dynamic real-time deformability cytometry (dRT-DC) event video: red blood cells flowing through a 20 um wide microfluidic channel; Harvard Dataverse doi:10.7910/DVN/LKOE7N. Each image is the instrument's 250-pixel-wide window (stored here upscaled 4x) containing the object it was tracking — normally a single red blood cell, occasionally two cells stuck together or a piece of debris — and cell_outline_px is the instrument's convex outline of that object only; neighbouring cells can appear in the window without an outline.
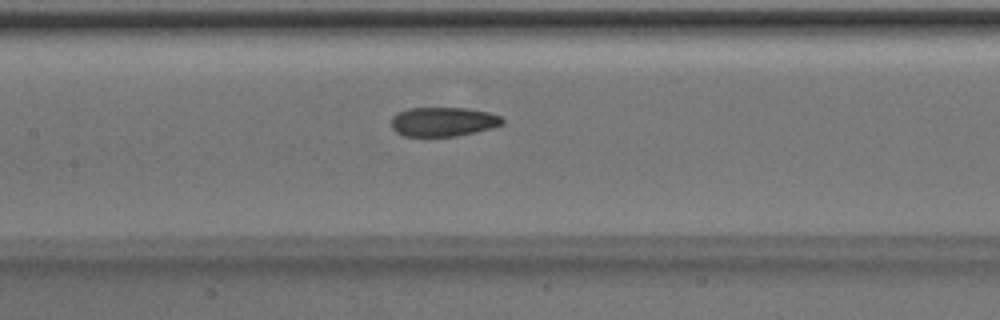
{"species": "Egyptian fruit bat (a non-hibernating species)", "species_latin": "Rousettus aegyptiacus", "temperature_condition": "room temperature", "stored_images_in_passage": 51, "camera_frame_rate_fps": 3000, "um_per_image_px": 0.085, "animal": {"sex": "male"}, "frame": {"image": 1, "passage_image": 24, "time_ms": 7.667, "image_size_px": [1000, 320], "cell_outline_px": [[504, 124], [492, 128], [456, 136], [404, 136], [396, 132], [392, 128], [392, 116], [396, 112], [408, 108], [464, 108], [488, 112], [500, 116], [504, 120]], "centroid_in_image_um": [37.65, 10.34], "position_along_channel_um": 169.7, "area_um2": 18.96}}
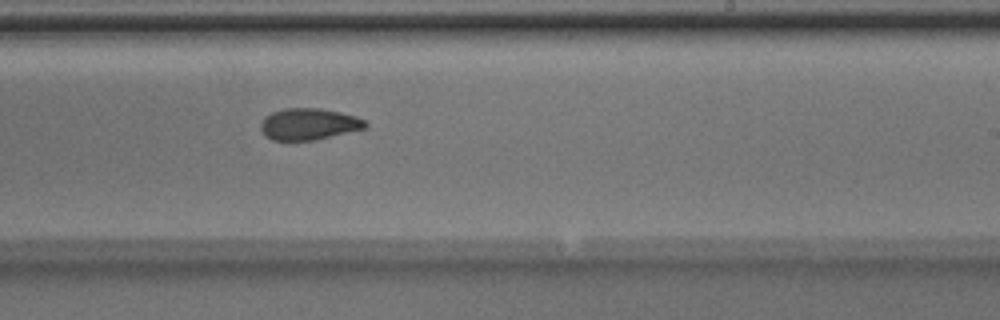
{"frame": {"image": 2, "passage_image": 31, "time_ms": 10.0, "image_size_px": [1000, 320], "cell_outline_px": [[368, 128], [316, 140], [272, 140], [264, 136], [260, 128], [260, 124], [272, 112], [284, 108], [320, 108], [340, 112], [356, 116], [364, 120], [368, 124]], "centroid_in_image_um": [26.28, 10.55], "position_along_channel_um": 262.7, "area_um2": 19.36}}
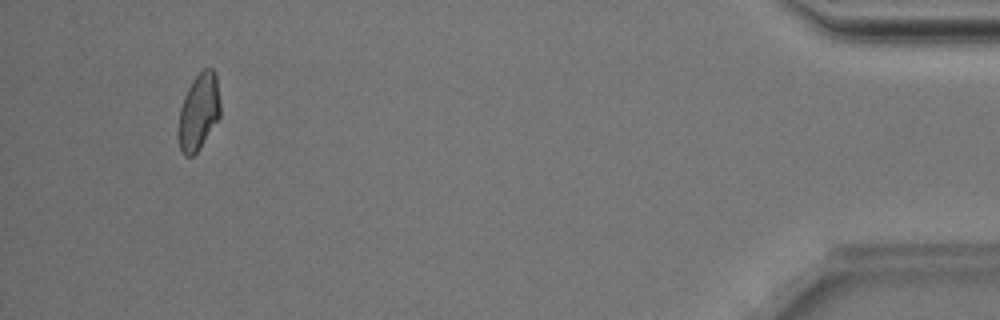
{"frame": {"image": 3, "passage_image": 48, "time_ms": 15.667, "image_size_px": [1000, 320], "cell_outline_px": [[220, 116], [200, 148], [192, 156], [184, 156], [180, 152], [176, 132], [180, 108], [184, 96], [192, 80], [204, 68], [212, 68], [216, 72], [220, 104]], "centroid_in_image_um": [16.86, 9.53], "position_along_channel_um": 418.3, "area_um2": 19.02}, "authors_computed_cell_mechanics": {"area_um2": 19.5942, "velocity_mm_per_s": 4.0035, "shape_relaxation_time_tau1_ms": null, "shape_relaxation_time_tau2_ms": 2.1777, "deformation_change_tau1": null, "deformation_change_tau2": 0.0848}}